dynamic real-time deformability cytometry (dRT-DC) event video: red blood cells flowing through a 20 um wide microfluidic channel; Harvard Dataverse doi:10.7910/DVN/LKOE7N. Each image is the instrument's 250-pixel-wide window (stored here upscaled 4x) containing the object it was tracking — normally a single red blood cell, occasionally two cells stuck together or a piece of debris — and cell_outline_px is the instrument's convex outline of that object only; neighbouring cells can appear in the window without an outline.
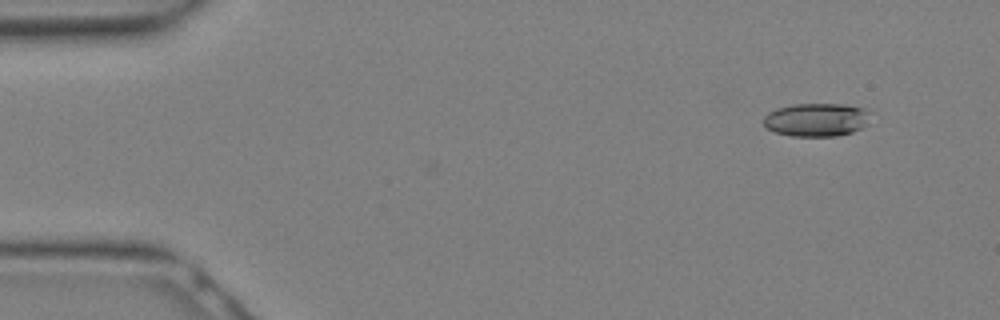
{"species": "Egyptian fruit bat (a non-hibernating species)", "species_latin": "Rousettus aegyptiacus", "temperature_condition": "warm", "stored_images_in_passage": 12, "camera_frame_rate_fps": 3000, "um_per_image_px": 0.085, "animal": {"sex": "female"}, "frame": {"image": 1, "passage_image": 2, "time_ms": 0.333, "image_size_px": [1000, 320], "cell_outline_px": [[872, 112], [868, 124], [852, 132], [836, 136], [792, 136], [772, 132], [764, 128], [764, 116], [768, 112], [776, 108], [796, 104], [844, 104], [864, 108]], "centroid_in_image_um": [69.4, 10.18], "position_along_channel_um": 15.6, "area_um2": 21.1}}
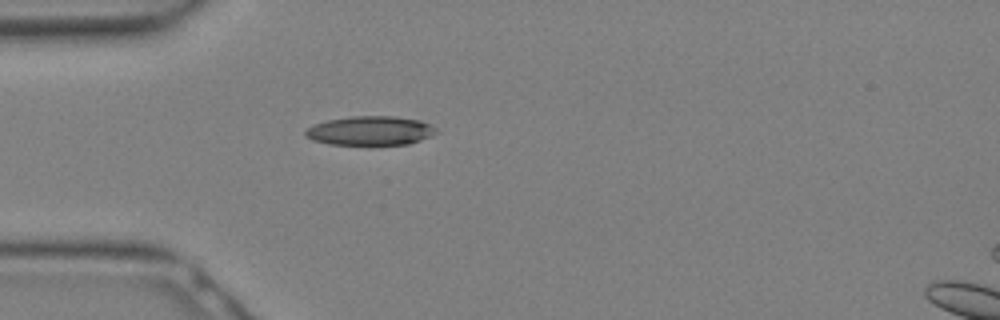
{"frame": {"image": 2, "passage_image": 8, "time_ms": 2.333, "image_size_px": [1000, 320], "cell_outline_px": [[440, 132], [432, 136], [408, 144], [368, 148], [328, 144], [312, 140], [304, 136], [304, 132], [312, 124], [328, 120], [352, 116], [392, 116], [420, 120], [432, 124]], "centroid_in_image_um": [31.48, 11.16], "position_along_channel_um": 53.5, "area_um2": 23.47}}
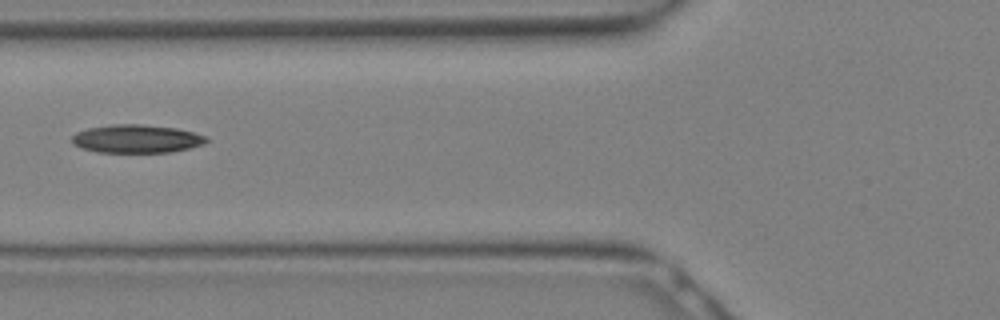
{"frame": {"image": 3, "passage_image": 11, "time_ms": 3.333, "image_size_px": [1000, 320], "cell_outline_px": [[208, 140], [204, 144], [192, 148], [172, 152], [96, 152], [80, 148], [72, 144], [72, 136], [76, 132], [88, 128], [112, 124], [140, 124], [176, 128], [208, 136]], "centroid_in_image_um": [11.61, 11.8], "position_along_channel_um": 114.2, "area_um2": 22.31}}